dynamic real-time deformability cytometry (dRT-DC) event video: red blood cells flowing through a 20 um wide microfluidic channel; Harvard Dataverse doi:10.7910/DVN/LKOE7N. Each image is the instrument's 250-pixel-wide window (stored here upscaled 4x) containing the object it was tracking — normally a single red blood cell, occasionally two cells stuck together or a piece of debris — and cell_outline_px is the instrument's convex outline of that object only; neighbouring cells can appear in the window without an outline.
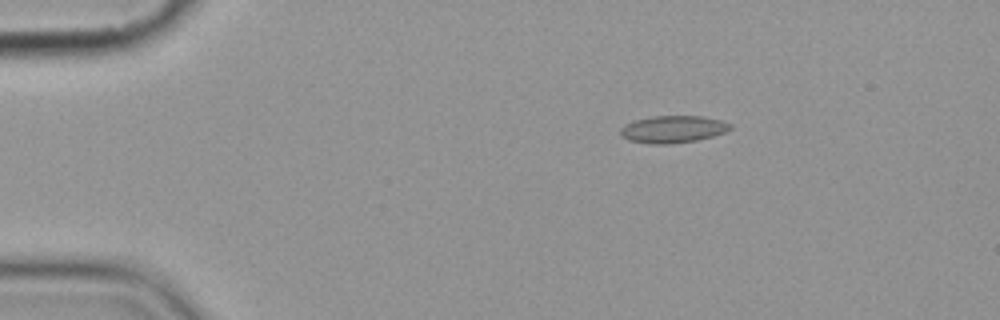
{"species": "common noctule bat (a hibernating species)", "species_latin": "Nyctalus noctula", "temperature_condition": "cold", "stored_images_in_passage": 3, "camera_frame_rate_fps": 3000, "um_per_image_px": 0.085, "animal": {"sex": "female", "body_mass_g": 19.9}, "frame": {"image": 1, "passage_image": 1, "time_ms": 0.0, "image_size_px": [1000, 320], "cell_outline_px": [[732, 128], [724, 132], [712, 136], [696, 140], [668, 144], [648, 144], [628, 140], [620, 136], [620, 128], [624, 124], [636, 120], [652, 116], [704, 116], [720, 120], [732, 124]], "centroid_in_image_um": [57.17, 10.98], "position_along_channel_um": 27.8, "area_um2": 17.46}}